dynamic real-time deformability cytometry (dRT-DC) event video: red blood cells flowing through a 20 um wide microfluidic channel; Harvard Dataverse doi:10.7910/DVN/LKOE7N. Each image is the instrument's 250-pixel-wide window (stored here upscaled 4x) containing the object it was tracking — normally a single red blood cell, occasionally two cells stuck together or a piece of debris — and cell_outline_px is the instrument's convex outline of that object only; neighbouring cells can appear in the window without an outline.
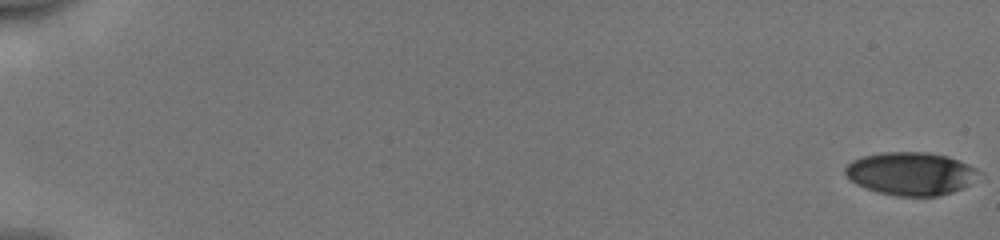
{"species": "human", "species_latin": "Homo sapiens", "temperature_condition": "cold", "stored_images_in_passage": 54, "camera_frame_rate_fps": 3000, "um_per_image_px": 0.085, "donor": {"sex": "male"}, "frame": {"image": 1, "passage_image": 1, "time_ms": 0.0, "image_size_px": [1000, 240], "cell_outline_px": [[976, 172], [968, 184], [952, 192], [936, 196], [896, 196], [876, 192], [864, 188], [856, 184], [844, 172], [844, 168], [852, 160], [860, 156], [880, 152], [928, 152], [948, 156], [968, 164], [976, 168]], "centroid_in_image_um": [77.32, 14.74], "position_along_channel_um": 7.7, "area_um2": 33.23}}
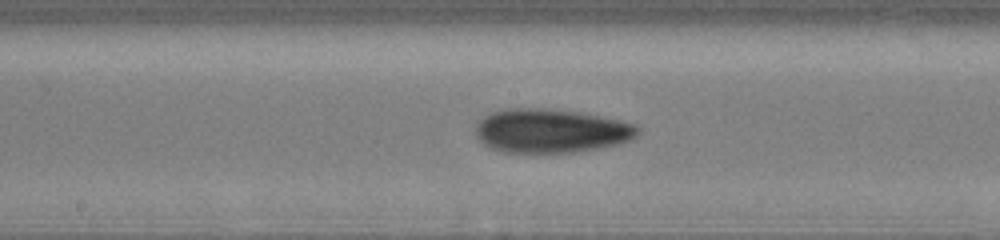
{"frame": {"image": 2, "passage_image": 31, "time_ms": 10.0, "image_size_px": [1000, 240], "cell_outline_px": [[640, 132], [636, 136], [620, 144], [572, 152], [504, 152], [492, 148], [484, 144], [476, 136], [476, 124], [484, 116], [492, 112], [504, 108], [544, 108], [580, 112], [620, 120], [636, 124], [640, 128]], "centroid_in_image_um": [46.83, 11.11], "position_along_channel_um": 201.4, "area_um2": 41.44}}
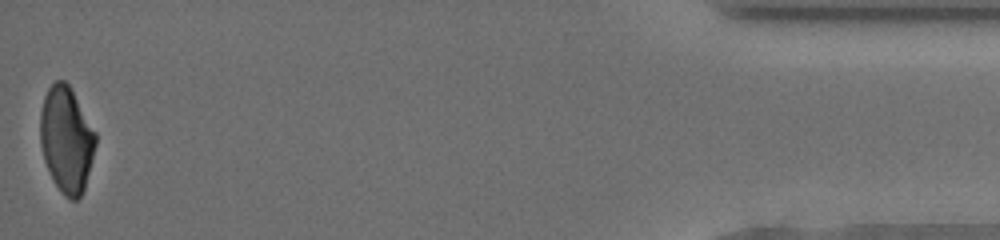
{"frame": {"image": 3, "passage_image": 54, "time_ms": 17.667, "image_size_px": [1000, 240], "cell_outline_px": [[96, 144], [84, 188], [80, 196], [76, 200], [72, 200], [64, 196], [60, 192], [44, 160], [40, 144], [40, 112], [44, 96], [48, 88], [56, 80], [64, 80], [72, 88], [96, 132]], "centroid_in_image_um": [5.64, 11.82], "position_along_channel_um": 429.6, "area_um2": 34.16}, "authors_computed_cell_mechanics": {"area_um2": 37.3966, "velocity_mm_per_s": 3.9818, "shape_relaxation_time_tau1_ms": 6.2705, "shape_relaxation_time_tau2_ms": 3.3671, "deformation_change_tau1": 0.1589, "deformation_change_tau2": 0.1008}}